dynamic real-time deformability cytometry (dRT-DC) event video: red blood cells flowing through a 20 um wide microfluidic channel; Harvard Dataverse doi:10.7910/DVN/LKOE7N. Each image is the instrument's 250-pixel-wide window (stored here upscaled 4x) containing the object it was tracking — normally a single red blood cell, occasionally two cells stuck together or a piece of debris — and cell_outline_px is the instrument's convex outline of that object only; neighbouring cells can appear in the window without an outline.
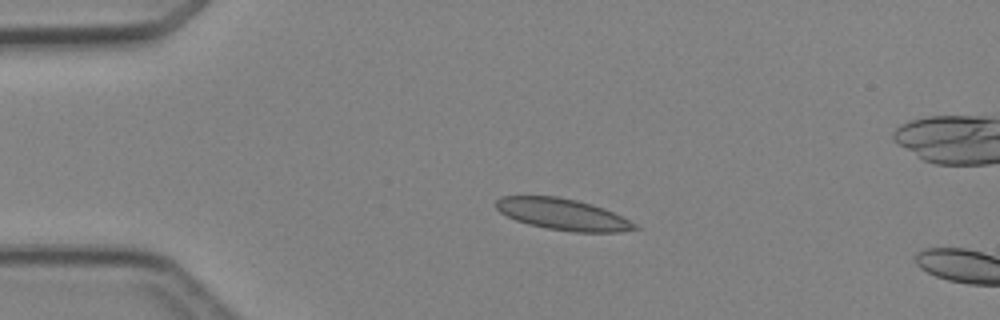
{"species": "Egyptian fruit bat (a non-hibernating species)", "species_latin": "Rousettus aegyptiacus", "temperature_condition": "cold", "stored_images_in_passage": 3, "camera_frame_rate_fps": 3000, "um_per_image_px": 0.085, "animal": {"sex": "female"}, "frame": {"image": 1, "passage_image": 2, "time_ms": 1.0, "image_size_px": [1000, 320], "cell_outline_px": [[640, 228], [620, 232], [572, 232], [548, 228], [528, 224], [516, 220], [500, 212], [496, 208], [496, 200], [500, 196], [556, 196], [576, 200], [592, 204], [604, 208], [636, 224]], "centroid_in_image_um": [47.82, 18.21], "position_along_channel_um": 37.2, "area_um2": 25.2}}